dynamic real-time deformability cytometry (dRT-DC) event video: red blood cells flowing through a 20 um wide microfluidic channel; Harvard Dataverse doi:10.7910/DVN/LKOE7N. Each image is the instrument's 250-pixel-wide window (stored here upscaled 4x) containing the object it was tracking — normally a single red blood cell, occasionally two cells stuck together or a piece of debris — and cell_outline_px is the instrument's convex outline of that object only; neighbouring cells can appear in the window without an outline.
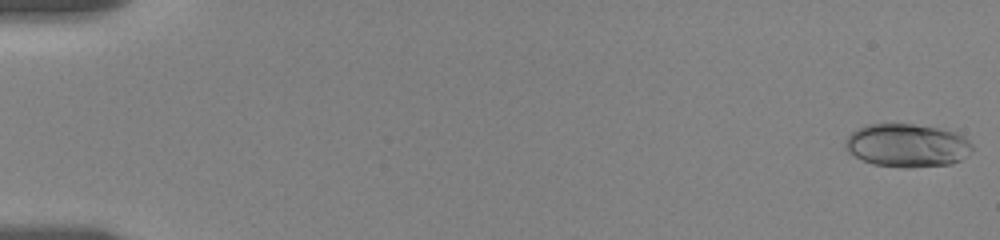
{"species": "human", "species_latin": "Homo sapiens", "temperature_condition": "room temperature", "stored_images_in_passage": 54, "camera_frame_rate_fps": 3000, "um_per_image_px": 0.085, "donor": {"sex": "female"}, "frame": {"image": 1, "passage_image": 1, "time_ms": 0.0, "image_size_px": [1000, 240], "cell_outline_px": [[972, 148], [960, 160], [952, 164], [904, 168], [872, 164], [848, 152], [844, 144], [844, 140], [856, 128], [864, 124], [912, 124], [936, 128], [956, 132], [964, 136], [972, 144]], "centroid_in_image_um": [77.07, 12.35], "position_along_channel_um": 7.9, "area_um2": 31.96}}
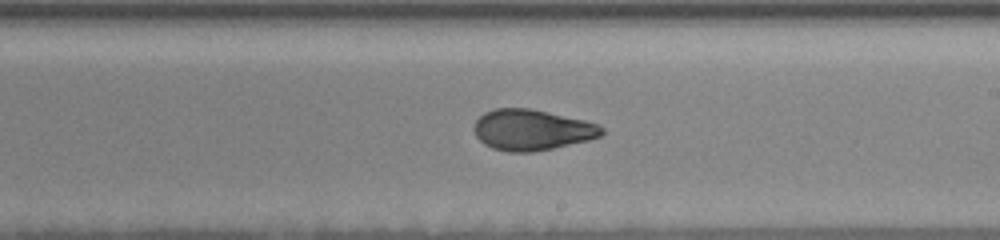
{"frame": {"image": 2, "passage_image": 31, "time_ms": 10.0, "image_size_px": [1000, 240], "cell_outline_px": [[604, 132], [600, 136], [588, 140], [552, 148], [532, 152], [508, 152], [492, 148], [484, 144], [476, 136], [476, 120], [484, 112], [496, 108], [528, 108], [548, 112], [584, 120], [600, 124], [604, 128]], "centroid_in_image_um": [45.23, 11.04], "position_along_channel_um": 243.8, "area_um2": 30.17}}
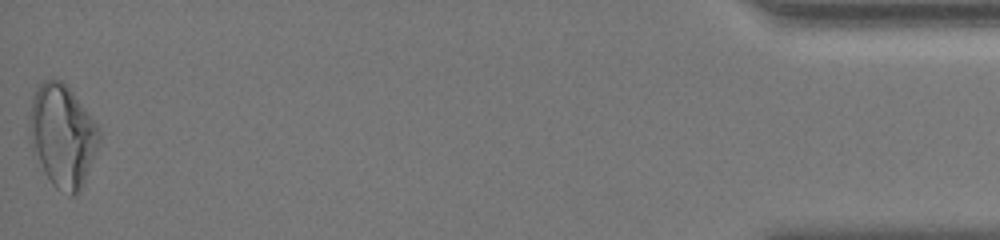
{"frame": {"image": 3, "passage_image": 54, "time_ms": 17.667, "image_size_px": [1000, 240], "cell_outline_px": [[100, 140], [84, 180], [80, 188], [72, 196], [68, 196], [56, 188], [52, 184], [44, 172], [32, 148], [28, 132], [28, 116], [32, 96], [36, 88], [44, 80], [60, 80], [72, 92], [96, 124], [100, 132]], "centroid_in_image_um": [5.26, 11.52], "position_along_channel_um": 429.9, "area_um2": 41.1}, "authors_computed_cell_mechanics": {"area_um2": 30.7207, "velocity_mm_per_s": 3.518, "shape_relaxation_time_tau1_ms": 5.7149, "shape_relaxation_time_tau2_ms": 1.523, "deformation_change_tau1": 0.1585, "deformation_change_tau2": 0.0775}}